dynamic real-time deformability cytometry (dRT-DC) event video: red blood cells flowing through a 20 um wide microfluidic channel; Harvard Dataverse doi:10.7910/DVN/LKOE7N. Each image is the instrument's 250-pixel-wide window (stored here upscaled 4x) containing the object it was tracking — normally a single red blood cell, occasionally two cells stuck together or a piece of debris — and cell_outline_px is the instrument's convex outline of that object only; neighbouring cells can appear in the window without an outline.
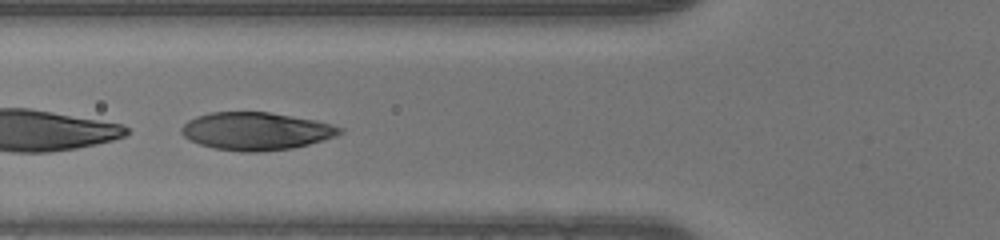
{"species": "human", "species_latin": "Homo sapiens", "temperature_condition": "warm", "stored_images_in_passage": 39, "camera_frame_rate_fps": 3000, "um_per_image_px": 0.085, "donor": {"sex": "male"}, "frame": {"image": 1, "passage_image": 7, "time_ms": 2.0, "image_size_px": [1000, 240], "cell_outline_px": [[344, 132], [336, 136], [324, 140], [292, 148], [260, 152], [244, 152], [212, 148], [200, 144], [184, 136], [180, 132], [180, 128], [188, 120], [196, 116], [208, 112], [268, 112], [316, 120], [344, 128]], "centroid_in_image_um": [21.76, 11.14], "position_along_channel_um": 104.0, "area_um2": 34.91}}
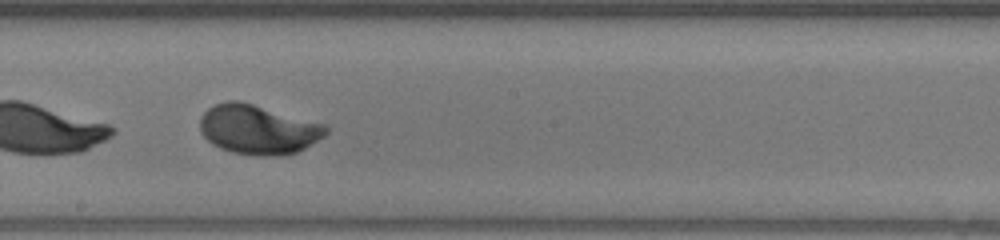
{"frame": {"image": 2, "passage_image": 16, "time_ms": 5.0, "image_size_px": [1000, 240], "cell_outline_px": [[328, 132], [324, 136], [304, 148], [296, 152], [276, 156], [256, 156], [232, 152], [220, 148], [212, 144], [200, 132], [200, 116], [208, 108], [216, 104], [228, 100], [236, 100], [252, 104], [324, 124], [328, 128]], "centroid_in_image_um": [21.9, 11.01], "position_along_channel_um": 226.3, "area_um2": 36.01}}
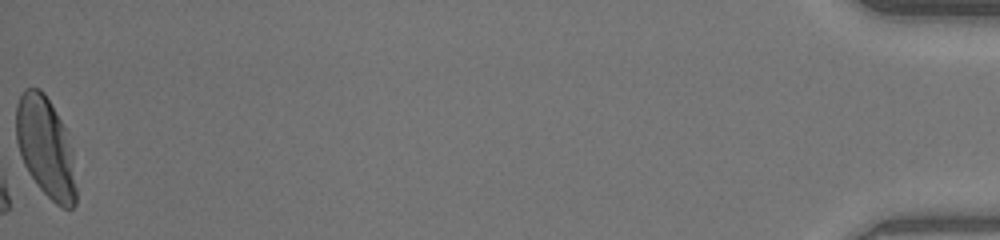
{"frame": {"image": 3, "passage_image": 39, "time_ms": 12.667, "image_size_px": [1000, 240], "cell_outline_px": [[76, 204], [72, 208], [60, 208], [40, 188], [28, 172], [20, 156], [16, 140], [16, 104], [24, 88], [40, 88], [44, 92], [60, 120], [64, 128], [72, 152], [76, 188]], "centroid_in_image_um": [3.86, 12.53], "position_along_channel_um": 431.3, "area_um2": 34.8}}